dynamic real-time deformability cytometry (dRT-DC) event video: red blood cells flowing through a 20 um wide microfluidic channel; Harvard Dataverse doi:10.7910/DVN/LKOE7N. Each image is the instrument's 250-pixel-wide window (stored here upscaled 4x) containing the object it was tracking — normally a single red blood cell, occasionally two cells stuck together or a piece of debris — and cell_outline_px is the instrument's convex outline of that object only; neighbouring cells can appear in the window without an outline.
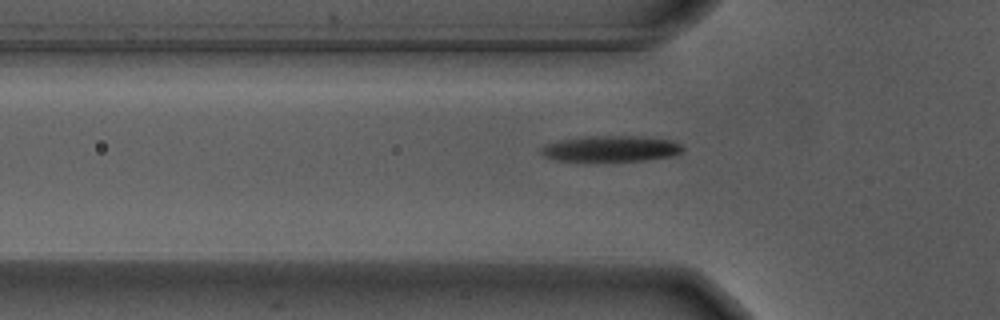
{"species": "Egyptian fruit bat (a non-hibernating species)", "species_latin": "Rousettus aegyptiacus", "temperature_condition": "warm", "stored_images_in_passage": 9, "camera_frame_rate_fps": 3000, "um_per_image_px": 0.085, "animal": {"sex": "male"}, "frame": {"image": 1, "passage_image": 6, "time_ms": 1.667, "image_size_px": [1000, 320], "cell_outline_px": [[684, 148], [680, 152], [672, 156], [644, 160], [556, 160], [544, 156], [540, 152], [540, 148], [548, 144], [560, 140], [604, 136], [632, 136], [672, 140], [680, 144]], "centroid_in_image_um": [51.96, 12.64], "position_along_channel_um": 73.8, "area_um2": 20.63}}